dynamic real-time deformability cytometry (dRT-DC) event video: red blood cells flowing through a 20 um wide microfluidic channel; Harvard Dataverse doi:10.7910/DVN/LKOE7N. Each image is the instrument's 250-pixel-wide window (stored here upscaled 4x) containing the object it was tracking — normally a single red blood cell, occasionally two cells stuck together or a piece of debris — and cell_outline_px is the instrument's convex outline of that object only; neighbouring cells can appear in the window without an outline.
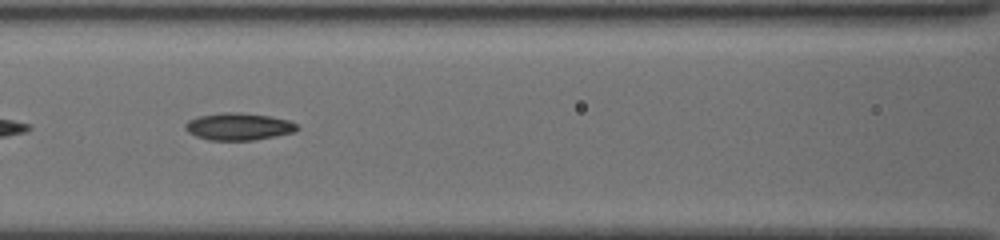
{"species": "common noctule bat (a hibernating species)", "species_latin": "Nyctalus noctula", "temperature_condition": "cold", "stored_images_in_passage": 40, "camera_frame_rate_fps": 3000, "um_per_image_px": 0.085, "animal": {"sex": "female", "body_mass_g": 19.5, "forearm_length_mm": 54.1}, "frame": {"image": 1, "passage_image": 17, "time_ms": 9.0, "image_size_px": [1000, 240], "cell_outline_px": [[300, 128], [296, 132], [276, 136], [252, 140], [208, 140], [196, 136], [188, 132], [184, 128], [184, 124], [188, 120], [196, 116], [224, 112], [240, 112], [268, 116], [288, 120], [296, 124]], "centroid_in_image_um": [20.26, 10.75], "position_along_channel_um": 146.3, "area_um2": 17.86}}
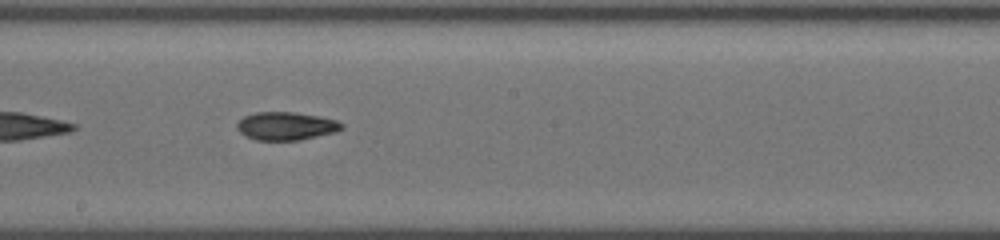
{"frame": {"image": 2, "passage_image": 21, "time_ms": 11.0, "image_size_px": [1000, 240], "cell_outline_px": [[344, 128], [336, 132], [300, 140], [256, 140], [240, 132], [236, 128], [236, 124], [244, 116], [256, 112], [292, 112], [320, 116], [336, 120], [344, 124]], "centroid_in_image_um": [24.34, 10.71], "position_along_channel_um": 223.9, "area_um2": 17.17}}
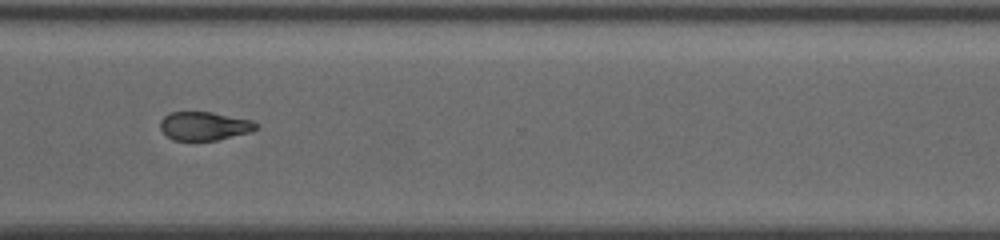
{"frame": {"image": 3, "passage_image": 30, "time_ms": 14.333, "image_size_px": [1000, 240], "cell_outline_px": [[260, 128], [252, 132], [216, 140], [172, 140], [160, 128], [160, 120], [168, 112], [212, 112], [252, 120], [260, 124]], "centroid_in_image_um": [17.41, 10.7], "position_along_channel_um": 353.2, "area_um2": 16.13}}